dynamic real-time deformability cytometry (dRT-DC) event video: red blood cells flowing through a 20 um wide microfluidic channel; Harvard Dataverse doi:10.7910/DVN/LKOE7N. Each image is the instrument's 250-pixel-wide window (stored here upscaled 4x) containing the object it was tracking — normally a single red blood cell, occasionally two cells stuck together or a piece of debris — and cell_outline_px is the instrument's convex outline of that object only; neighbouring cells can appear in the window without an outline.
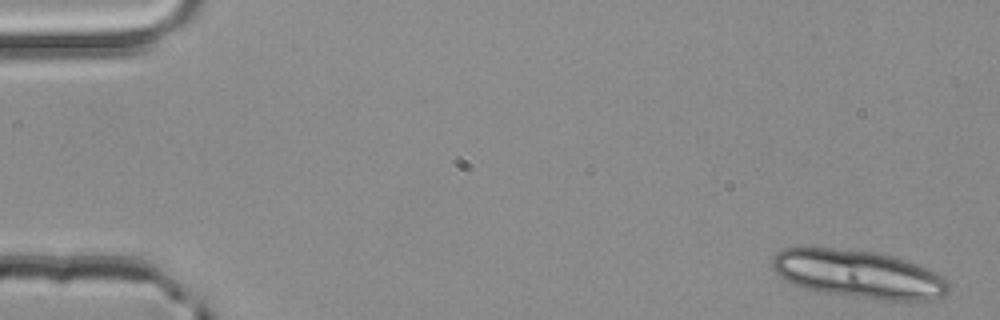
{"species": "common noctule bat (a hibernating species)", "species_latin": "Nyctalus noctula", "temperature_condition": "room temperature", "stored_images_in_passage": 3, "camera_frame_rate_fps": 3000, "um_per_image_px": 0.085, "animal": {"sex": "male", "body_mass_g": 20.4}, "frame": {"image": 1, "passage_image": 1, "time_ms": 0.0, "image_size_px": [1000, 320], "cell_outline_px": [[952, 284], [948, 292], [944, 296], [928, 300], [880, 300], [824, 292], [804, 288], [792, 284], [784, 280], [772, 268], [772, 260], [776, 252], [784, 248], [832, 248], [876, 252], [892, 256], [916, 264], [944, 276]], "centroid_in_image_um": [73.0, 23.31], "position_along_channel_um": 12.0, "area_um2": 49.25}}